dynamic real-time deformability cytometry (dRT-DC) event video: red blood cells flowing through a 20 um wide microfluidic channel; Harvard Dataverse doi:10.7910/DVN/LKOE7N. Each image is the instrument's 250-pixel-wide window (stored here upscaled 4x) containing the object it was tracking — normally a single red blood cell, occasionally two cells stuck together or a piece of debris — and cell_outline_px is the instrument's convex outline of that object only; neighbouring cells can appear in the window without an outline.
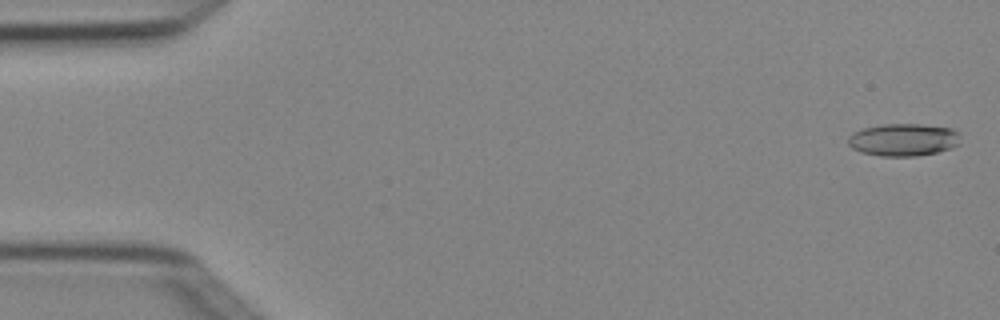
{"species": "Egyptian fruit bat (a non-hibernating species)", "species_latin": "Rousettus aegyptiacus", "temperature_condition": "cold", "stored_images_in_passage": 4, "camera_frame_rate_fps": 3000, "um_per_image_px": 0.085, "animal": {"sex": "female"}, "frame": {"image": 1, "passage_image": 1, "time_ms": 0.0, "image_size_px": [1000, 320], "cell_outline_px": [[960, 144], [936, 152], [916, 156], [880, 156], [860, 152], [852, 148], [848, 144], [848, 136], [852, 132], [864, 128], [880, 124], [920, 124], [952, 128], [960, 132]], "centroid_in_image_um": [76.78, 11.87], "position_along_channel_um": 8.2, "area_um2": 21.44}}